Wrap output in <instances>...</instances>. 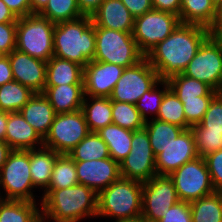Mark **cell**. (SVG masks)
<instances>
[{
    "label": "cell",
    "instance_id": "obj_1",
    "mask_svg": "<svg viewBox=\"0 0 222 222\" xmlns=\"http://www.w3.org/2000/svg\"><path fill=\"white\" fill-rule=\"evenodd\" d=\"M208 38L203 26L179 24L163 41L155 45L145 57L157 71L159 79L168 80L181 74Z\"/></svg>",
    "mask_w": 222,
    "mask_h": 222
},
{
    "label": "cell",
    "instance_id": "obj_2",
    "mask_svg": "<svg viewBox=\"0 0 222 222\" xmlns=\"http://www.w3.org/2000/svg\"><path fill=\"white\" fill-rule=\"evenodd\" d=\"M97 197L91 188L76 184L63 189H46L42 194V221L79 222L97 216Z\"/></svg>",
    "mask_w": 222,
    "mask_h": 222
},
{
    "label": "cell",
    "instance_id": "obj_3",
    "mask_svg": "<svg viewBox=\"0 0 222 222\" xmlns=\"http://www.w3.org/2000/svg\"><path fill=\"white\" fill-rule=\"evenodd\" d=\"M95 44V27L90 16L55 24L53 56L85 67L94 60Z\"/></svg>",
    "mask_w": 222,
    "mask_h": 222
},
{
    "label": "cell",
    "instance_id": "obj_4",
    "mask_svg": "<svg viewBox=\"0 0 222 222\" xmlns=\"http://www.w3.org/2000/svg\"><path fill=\"white\" fill-rule=\"evenodd\" d=\"M143 183L120 177L97 197V217L135 219L142 214Z\"/></svg>",
    "mask_w": 222,
    "mask_h": 222
},
{
    "label": "cell",
    "instance_id": "obj_5",
    "mask_svg": "<svg viewBox=\"0 0 222 222\" xmlns=\"http://www.w3.org/2000/svg\"><path fill=\"white\" fill-rule=\"evenodd\" d=\"M16 49L47 62L53 57L55 23L39 14L19 17L16 23Z\"/></svg>",
    "mask_w": 222,
    "mask_h": 222
},
{
    "label": "cell",
    "instance_id": "obj_6",
    "mask_svg": "<svg viewBox=\"0 0 222 222\" xmlns=\"http://www.w3.org/2000/svg\"><path fill=\"white\" fill-rule=\"evenodd\" d=\"M94 61L130 67L141 61L145 55L139 50L132 33L95 27Z\"/></svg>",
    "mask_w": 222,
    "mask_h": 222
},
{
    "label": "cell",
    "instance_id": "obj_7",
    "mask_svg": "<svg viewBox=\"0 0 222 222\" xmlns=\"http://www.w3.org/2000/svg\"><path fill=\"white\" fill-rule=\"evenodd\" d=\"M0 186L5 192L4 196L0 195L4 200L36 202L30 173L29 150H12L10 152L0 169Z\"/></svg>",
    "mask_w": 222,
    "mask_h": 222
},
{
    "label": "cell",
    "instance_id": "obj_8",
    "mask_svg": "<svg viewBox=\"0 0 222 222\" xmlns=\"http://www.w3.org/2000/svg\"><path fill=\"white\" fill-rule=\"evenodd\" d=\"M90 130L82 110L56 114L43 146L58 154H67L77 146Z\"/></svg>",
    "mask_w": 222,
    "mask_h": 222
},
{
    "label": "cell",
    "instance_id": "obj_9",
    "mask_svg": "<svg viewBox=\"0 0 222 222\" xmlns=\"http://www.w3.org/2000/svg\"><path fill=\"white\" fill-rule=\"evenodd\" d=\"M180 24L171 12L152 9L134 18L133 38L139 50L146 55L155 45L167 38Z\"/></svg>",
    "mask_w": 222,
    "mask_h": 222
},
{
    "label": "cell",
    "instance_id": "obj_10",
    "mask_svg": "<svg viewBox=\"0 0 222 222\" xmlns=\"http://www.w3.org/2000/svg\"><path fill=\"white\" fill-rule=\"evenodd\" d=\"M169 176L181 201L191 203L215 192L203 157L186 162Z\"/></svg>",
    "mask_w": 222,
    "mask_h": 222
},
{
    "label": "cell",
    "instance_id": "obj_11",
    "mask_svg": "<svg viewBox=\"0 0 222 222\" xmlns=\"http://www.w3.org/2000/svg\"><path fill=\"white\" fill-rule=\"evenodd\" d=\"M159 80L157 71L144 57L135 65L124 68L122 76L113 88L109 99L135 105L139 98Z\"/></svg>",
    "mask_w": 222,
    "mask_h": 222
},
{
    "label": "cell",
    "instance_id": "obj_12",
    "mask_svg": "<svg viewBox=\"0 0 222 222\" xmlns=\"http://www.w3.org/2000/svg\"><path fill=\"white\" fill-rule=\"evenodd\" d=\"M131 146L130 153L119 164L121 177L146 183L157 172L155 169L156 156L145 128L132 131Z\"/></svg>",
    "mask_w": 222,
    "mask_h": 222
},
{
    "label": "cell",
    "instance_id": "obj_13",
    "mask_svg": "<svg viewBox=\"0 0 222 222\" xmlns=\"http://www.w3.org/2000/svg\"><path fill=\"white\" fill-rule=\"evenodd\" d=\"M179 200L172 178L156 174L142 190V214L147 222H158Z\"/></svg>",
    "mask_w": 222,
    "mask_h": 222
},
{
    "label": "cell",
    "instance_id": "obj_14",
    "mask_svg": "<svg viewBox=\"0 0 222 222\" xmlns=\"http://www.w3.org/2000/svg\"><path fill=\"white\" fill-rule=\"evenodd\" d=\"M183 74L222 92V48L208 37Z\"/></svg>",
    "mask_w": 222,
    "mask_h": 222
},
{
    "label": "cell",
    "instance_id": "obj_15",
    "mask_svg": "<svg viewBox=\"0 0 222 222\" xmlns=\"http://www.w3.org/2000/svg\"><path fill=\"white\" fill-rule=\"evenodd\" d=\"M199 157L191 128L184 129L167 147L156 156L155 169L158 175H170L186 162Z\"/></svg>",
    "mask_w": 222,
    "mask_h": 222
},
{
    "label": "cell",
    "instance_id": "obj_16",
    "mask_svg": "<svg viewBox=\"0 0 222 222\" xmlns=\"http://www.w3.org/2000/svg\"><path fill=\"white\" fill-rule=\"evenodd\" d=\"M78 183L99 194L121 177L119 163L111 157L99 160L75 161Z\"/></svg>",
    "mask_w": 222,
    "mask_h": 222
},
{
    "label": "cell",
    "instance_id": "obj_17",
    "mask_svg": "<svg viewBox=\"0 0 222 222\" xmlns=\"http://www.w3.org/2000/svg\"><path fill=\"white\" fill-rule=\"evenodd\" d=\"M124 67L116 64L90 61L84 67L85 96L109 98L113 88L120 80Z\"/></svg>",
    "mask_w": 222,
    "mask_h": 222
},
{
    "label": "cell",
    "instance_id": "obj_18",
    "mask_svg": "<svg viewBox=\"0 0 222 222\" xmlns=\"http://www.w3.org/2000/svg\"><path fill=\"white\" fill-rule=\"evenodd\" d=\"M13 79L34 93H42L46 84L47 62L17 49L9 55Z\"/></svg>",
    "mask_w": 222,
    "mask_h": 222
},
{
    "label": "cell",
    "instance_id": "obj_19",
    "mask_svg": "<svg viewBox=\"0 0 222 222\" xmlns=\"http://www.w3.org/2000/svg\"><path fill=\"white\" fill-rule=\"evenodd\" d=\"M91 18L94 27L133 32L134 17L121 0H104Z\"/></svg>",
    "mask_w": 222,
    "mask_h": 222
},
{
    "label": "cell",
    "instance_id": "obj_20",
    "mask_svg": "<svg viewBox=\"0 0 222 222\" xmlns=\"http://www.w3.org/2000/svg\"><path fill=\"white\" fill-rule=\"evenodd\" d=\"M5 142L12 150H31L43 147V138L26 122L19 111L8 114Z\"/></svg>",
    "mask_w": 222,
    "mask_h": 222
},
{
    "label": "cell",
    "instance_id": "obj_21",
    "mask_svg": "<svg viewBox=\"0 0 222 222\" xmlns=\"http://www.w3.org/2000/svg\"><path fill=\"white\" fill-rule=\"evenodd\" d=\"M19 112L43 139L48 134L56 115L43 93H34Z\"/></svg>",
    "mask_w": 222,
    "mask_h": 222
},
{
    "label": "cell",
    "instance_id": "obj_22",
    "mask_svg": "<svg viewBox=\"0 0 222 222\" xmlns=\"http://www.w3.org/2000/svg\"><path fill=\"white\" fill-rule=\"evenodd\" d=\"M42 93L56 114L81 110L85 97L84 85L45 86Z\"/></svg>",
    "mask_w": 222,
    "mask_h": 222
},
{
    "label": "cell",
    "instance_id": "obj_23",
    "mask_svg": "<svg viewBox=\"0 0 222 222\" xmlns=\"http://www.w3.org/2000/svg\"><path fill=\"white\" fill-rule=\"evenodd\" d=\"M84 67L55 56L47 61L45 86L84 85Z\"/></svg>",
    "mask_w": 222,
    "mask_h": 222
},
{
    "label": "cell",
    "instance_id": "obj_24",
    "mask_svg": "<svg viewBox=\"0 0 222 222\" xmlns=\"http://www.w3.org/2000/svg\"><path fill=\"white\" fill-rule=\"evenodd\" d=\"M60 155L44 146L29 150L30 173L34 188H42L44 191L48 188L55 162Z\"/></svg>",
    "mask_w": 222,
    "mask_h": 222
},
{
    "label": "cell",
    "instance_id": "obj_25",
    "mask_svg": "<svg viewBox=\"0 0 222 222\" xmlns=\"http://www.w3.org/2000/svg\"><path fill=\"white\" fill-rule=\"evenodd\" d=\"M81 110L90 132H96L113 123L112 101L107 97L85 96Z\"/></svg>",
    "mask_w": 222,
    "mask_h": 222
},
{
    "label": "cell",
    "instance_id": "obj_26",
    "mask_svg": "<svg viewBox=\"0 0 222 222\" xmlns=\"http://www.w3.org/2000/svg\"><path fill=\"white\" fill-rule=\"evenodd\" d=\"M96 133L108 146L110 157L119 164L131 151L132 131L116 124L100 128Z\"/></svg>",
    "mask_w": 222,
    "mask_h": 222
},
{
    "label": "cell",
    "instance_id": "obj_27",
    "mask_svg": "<svg viewBox=\"0 0 222 222\" xmlns=\"http://www.w3.org/2000/svg\"><path fill=\"white\" fill-rule=\"evenodd\" d=\"M217 14L211 0H181L179 20L181 24L208 28Z\"/></svg>",
    "mask_w": 222,
    "mask_h": 222
},
{
    "label": "cell",
    "instance_id": "obj_28",
    "mask_svg": "<svg viewBox=\"0 0 222 222\" xmlns=\"http://www.w3.org/2000/svg\"><path fill=\"white\" fill-rule=\"evenodd\" d=\"M41 208L36 202L0 200V222H41Z\"/></svg>",
    "mask_w": 222,
    "mask_h": 222
},
{
    "label": "cell",
    "instance_id": "obj_29",
    "mask_svg": "<svg viewBox=\"0 0 222 222\" xmlns=\"http://www.w3.org/2000/svg\"><path fill=\"white\" fill-rule=\"evenodd\" d=\"M144 128L149 135L150 145L155 156L161 153V149H164L172 143L184 130V128L178 125L167 123L156 118L146 121Z\"/></svg>",
    "mask_w": 222,
    "mask_h": 222
},
{
    "label": "cell",
    "instance_id": "obj_30",
    "mask_svg": "<svg viewBox=\"0 0 222 222\" xmlns=\"http://www.w3.org/2000/svg\"><path fill=\"white\" fill-rule=\"evenodd\" d=\"M167 81L169 88L179 99H198L200 96H216L219 93L204 82L185 76L183 73L176 74Z\"/></svg>",
    "mask_w": 222,
    "mask_h": 222
},
{
    "label": "cell",
    "instance_id": "obj_31",
    "mask_svg": "<svg viewBox=\"0 0 222 222\" xmlns=\"http://www.w3.org/2000/svg\"><path fill=\"white\" fill-rule=\"evenodd\" d=\"M192 222H222V192L190 203Z\"/></svg>",
    "mask_w": 222,
    "mask_h": 222
},
{
    "label": "cell",
    "instance_id": "obj_32",
    "mask_svg": "<svg viewBox=\"0 0 222 222\" xmlns=\"http://www.w3.org/2000/svg\"><path fill=\"white\" fill-rule=\"evenodd\" d=\"M68 155L74 161L99 160L110 157L107 144L96 132H90Z\"/></svg>",
    "mask_w": 222,
    "mask_h": 222
},
{
    "label": "cell",
    "instance_id": "obj_33",
    "mask_svg": "<svg viewBox=\"0 0 222 222\" xmlns=\"http://www.w3.org/2000/svg\"><path fill=\"white\" fill-rule=\"evenodd\" d=\"M34 95L29 88L15 80L0 86V110L18 112Z\"/></svg>",
    "mask_w": 222,
    "mask_h": 222
},
{
    "label": "cell",
    "instance_id": "obj_34",
    "mask_svg": "<svg viewBox=\"0 0 222 222\" xmlns=\"http://www.w3.org/2000/svg\"><path fill=\"white\" fill-rule=\"evenodd\" d=\"M78 184L75 161L67 154H61L54 165L47 189H63Z\"/></svg>",
    "mask_w": 222,
    "mask_h": 222
},
{
    "label": "cell",
    "instance_id": "obj_35",
    "mask_svg": "<svg viewBox=\"0 0 222 222\" xmlns=\"http://www.w3.org/2000/svg\"><path fill=\"white\" fill-rule=\"evenodd\" d=\"M53 23L65 22L82 17L77 0H49L39 13Z\"/></svg>",
    "mask_w": 222,
    "mask_h": 222
},
{
    "label": "cell",
    "instance_id": "obj_36",
    "mask_svg": "<svg viewBox=\"0 0 222 222\" xmlns=\"http://www.w3.org/2000/svg\"><path fill=\"white\" fill-rule=\"evenodd\" d=\"M159 84L160 86L163 85L161 87L163 88L162 90L158 87ZM169 89L168 81L160 79L149 91L139 98L135 106L145 122L151 119L148 117L149 114L154 115H152V119L157 117L164 95Z\"/></svg>",
    "mask_w": 222,
    "mask_h": 222
},
{
    "label": "cell",
    "instance_id": "obj_37",
    "mask_svg": "<svg viewBox=\"0 0 222 222\" xmlns=\"http://www.w3.org/2000/svg\"><path fill=\"white\" fill-rule=\"evenodd\" d=\"M156 119L178 125L184 129L191 128L186 122L182 102L171 89L165 93Z\"/></svg>",
    "mask_w": 222,
    "mask_h": 222
},
{
    "label": "cell",
    "instance_id": "obj_38",
    "mask_svg": "<svg viewBox=\"0 0 222 222\" xmlns=\"http://www.w3.org/2000/svg\"><path fill=\"white\" fill-rule=\"evenodd\" d=\"M112 120L113 124L131 131L140 130L145 126L138 109L131 103L112 101Z\"/></svg>",
    "mask_w": 222,
    "mask_h": 222
},
{
    "label": "cell",
    "instance_id": "obj_39",
    "mask_svg": "<svg viewBox=\"0 0 222 222\" xmlns=\"http://www.w3.org/2000/svg\"><path fill=\"white\" fill-rule=\"evenodd\" d=\"M195 138L196 149L199 157L222 149V132L207 131V128H200L197 124L191 127Z\"/></svg>",
    "mask_w": 222,
    "mask_h": 222
},
{
    "label": "cell",
    "instance_id": "obj_40",
    "mask_svg": "<svg viewBox=\"0 0 222 222\" xmlns=\"http://www.w3.org/2000/svg\"><path fill=\"white\" fill-rule=\"evenodd\" d=\"M214 97L200 96L198 99H179L183 104L186 122L190 127L201 122Z\"/></svg>",
    "mask_w": 222,
    "mask_h": 222
},
{
    "label": "cell",
    "instance_id": "obj_41",
    "mask_svg": "<svg viewBox=\"0 0 222 222\" xmlns=\"http://www.w3.org/2000/svg\"><path fill=\"white\" fill-rule=\"evenodd\" d=\"M197 125L207 128V131L222 132V92L211 100L205 115Z\"/></svg>",
    "mask_w": 222,
    "mask_h": 222
},
{
    "label": "cell",
    "instance_id": "obj_42",
    "mask_svg": "<svg viewBox=\"0 0 222 222\" xmlns=\"http://www.w3.org/2000/svg\"><path fill=\"white\" fill-rule=\"evenodd\" d=\"M215 192H222V149L204 157Z\"/></svg>",
    "mask_w": 222,
    "mask_h": 222
},
{
    "label": "cell",
    "instance_id": "obj_43",
    "mask_svg": "<svg viewBox=\"0 0 222 222\" xmlns=\"http://www.w3.org/2000/svg\"><path fill=\"white\" fill-rule=\"evenodd\" d=\"M158 222H192L190 203L178 201Z\"/></svg>",
    "mask_w": 222,
    "mask_h": 222
},
{
    "label": "cell",
    "instance_id": "obj_44",
    "mask_svg": "<svg viewBox=\"0 0 222 222\" xmlns=\"http://www.w3.org/2000/svg\"><path fill=\"white\" fill-rule=\"evenodd\" d=\"M16 23H0V52L9 55L16 49Z\"/></svg>",
    "mask_w": 222,
    "mask_h": 222
},
{
    "label": "cell",
    "instance_id": "obj_45",
    "mask_svg": "<svg viewBox=\"0 0 222 222\" xmlns=\"http://www.w3.org/2000/svg\"><path fill=\"white\" fill-rule=\"evenodd\" d=\"M131 15L136 18L153 9L151 0H121Z\"/></svg>",
    "mask_w": 222,
    "mask_h": 222
},
{
    "label": "cell",
    "instance_id": "obj_46",
    "mask_svg": "<svg viewBox=\"0 0 222 222\" xmlns=\"http://www.w3.org/2000/svg\"><path fill=\"white\" fill-rule=\"evenodd\" d=\"M10 10L19 18L31 15L30 0H2Z\"/></svg>",
    "mask_w": 222,
    "mask_h": 222
},
{
    "label": "cell",
    "instance_id": "obj_47",
    "mask_svg": "<svg viewBox=\"0 0 222 222\" xmlns=\"http://www.w3.org/2000/svg\"><path fill=\"white\" fill-rule=\"evenodd\" d=\"M208 29V37L222 48V13H217Z\"/></svg>",
    "mask_w": 222,
    "mask_h": 222
},
{
    "label": "cell",
    "instance_id": "obj_48",
    "mask_svg": "<svg viewBox=\"0 0 222 222\" xmlns=\"http://www.w3.org/2000/svg\"><path fill=\"white\" fill-rule=\"evenodd\" d=\"M151 3L153 9L180 14L181 0H151Z\"/></svg>",
    "mask_w": 222,
    "mask_h": 222
},
{
    "label": "cell",
    "instance_id": "obj_49",
    "mask_svg": "<svg viewBox=\"0 0 222 222\" xmlns=\"http://www.w3.org/2000/svg\"><path fill=\"white\" fill-rule=\"evenodd\" d=\"M12 69L9 56L4 55L0 58V86L13 81Z\"/></svg>",
    "mask_w": 222,
    "mask_h": 222
},
{
    "label": "cell",
    "instance_id": "obj_50",
    "mask_svg": "<svg viewBox=\"0 0 222 222\" xmlns=\"http://www.w3.org/2000/svg\"><path fill=\"white\" fill-rule=\"evenodd\" d=\"M103 1L104 0H77V4L83 16L91 17Z\"/></svg>",
    "mask_w": 222,
    "mask_h": 222
},
{
    "label": "cell",
    "instance_id": "obj_51",
    "mask_svg": "<svg viewBox=\"0 0 222 222\" xmlns=\"http://www.w3.org/2000/svg\"><path fill=\"white\" fill-rule=\"evenodd\" d=\"M18 17L0 0V23H17Z\"/></svg>",
    "mask_w": 222,
    "mask_h": 222
},
{
    "label": "cell",
    "instance_id": "obj_52",
    "mask_svg": "<svg viewBox=\"0 0 222 222\" xmlns=\"http://www.w3.org/2000/svg\"><path fill=\"white\" fill-rule=\"evenodd\" d=\"M8 114L9 112L0 110V142H5Z\"/></svg>",
    "mask_w": 222,
    "mask_h": 222
},
{
    "label": "cell",
    "instance_id": "obj_53",
    "mask_svg": "<svg viewBox=\"0 0 222 222\" xmlns=\"http://www.w3.org/2000/svg\"><path fill=\"white\" fill-rule=\"evenodd\" d=\"M11 151H12V149L10 148V146L6 142H0V169L2 168L4 163L6 162L7 157Z\"/></svg>",
    "mask_w": 222,
    "mask_h": 222
},
{
    "label": "cell",
    "instance_id": "obj_54",
    "mask_svg": "<svg viewBox=\"0 0 222 222\" xmlns=\"http://www.w3.org/2000/svg\"><path fill=\"white\" fill-rule=\"evenodd\" d=\"M49 0H30L31 13L39 14L47 5Z\"/></svg>",
    "mask_w": 222,
    "mask_h": 222
},
{
    "label": "cell",
    "instance_id": "obj_55",
    "mask_svg": "<svg viewBox=\"0 0 222 222\" xmlns=\"http://www.w3.org/2000/svg\"><path fill=\"white\" fill-rule=\"evenodd\" d=\"M115 222H147V221L142 216H140L135 219L115 220Z\"/></svg>",
    "mask_w": 222,
    "mask_h": 222
},
{
    "label": "cell",
    "instance_id": "obj_56",
    "mask_svg": "<svg viewBox=\"0 0 222 222\" xmlns=\"http://www.w3.org/2000/svg\"><path fill=\"white\" fill-rule=\"evenodd\" d=\"M211 2L214 4V6L217 8L220 4H221V2H222V0H211Z\"/></svg>",
    "mask_w": 222,
    "mask_h": 222
},
{
    "label": "cell",
    "instance_id": "obj_57",
    "mask_svg": "<svg viewBox=\"0 0 222 222\" xmlns=\"http://www.w3.org/2000/svg\"><path fill=\"white\" fill-rule=\"evenodd\" d=\"M217 13H222V2H221V4L217 7Z\"/></svg>",
    "mask_w": 222,
    "mask_h": 222
}]
</instances>
